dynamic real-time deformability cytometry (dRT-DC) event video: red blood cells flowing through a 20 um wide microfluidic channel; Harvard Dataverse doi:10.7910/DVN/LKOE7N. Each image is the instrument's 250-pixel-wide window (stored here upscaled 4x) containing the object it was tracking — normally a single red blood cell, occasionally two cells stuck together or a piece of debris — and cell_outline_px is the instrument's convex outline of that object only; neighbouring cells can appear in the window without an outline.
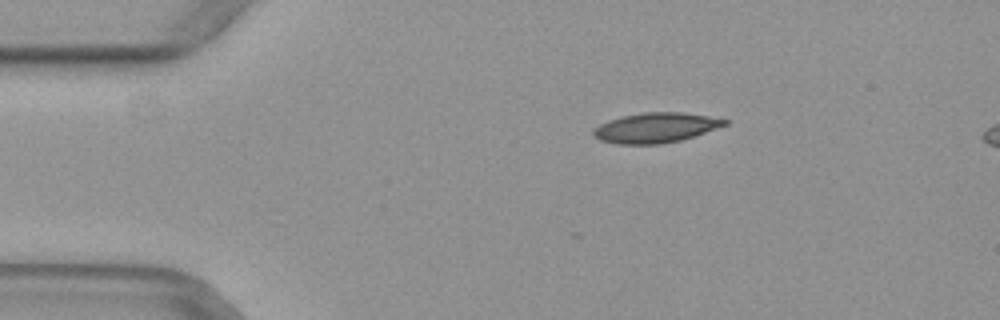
{"species": "common noctule bat (a hibernating species)", "species_latin": "Nyctalus noctula", "temperature_condition": "warm", "stored_images_in_passage": 11, "camera_frame_rate_fps": 3000, "um_per_image_px": 0.085, "animal": {"sex": "female", "body_mass_g": 29.2, "forearm_length_mm": 56.3}, "frame": {"image": 1, "passage_image": 5, "time_ms": 1.333, "image_size_px": [1000, 320], "cell_outline_px": [[728, 124], [680, 140], [660, 144], [616, 144], [600, 140], [592, 136], [592, 132], [600, 124], [608, 120], [620, 116], [644, 112], [680, 112], [708, 116], [728, 120]], "centroid_in_image_um": [55.68, 10.85], "position_along_channel_um": 29.3, "area_um2": 22.77}}